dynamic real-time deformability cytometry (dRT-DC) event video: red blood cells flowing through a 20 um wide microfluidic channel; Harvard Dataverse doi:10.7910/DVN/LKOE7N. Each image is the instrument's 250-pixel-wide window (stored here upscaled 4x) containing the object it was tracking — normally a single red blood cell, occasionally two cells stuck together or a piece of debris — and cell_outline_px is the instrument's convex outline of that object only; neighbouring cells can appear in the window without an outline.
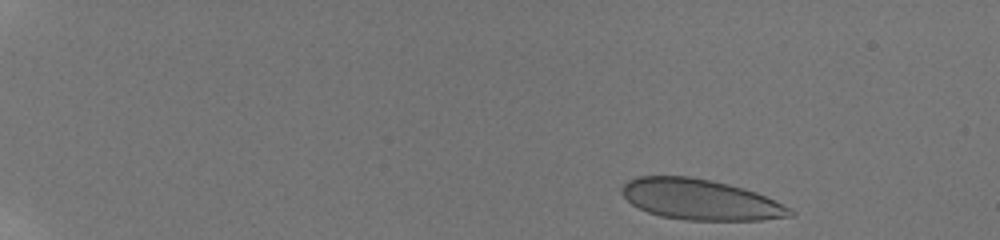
{"species": "human", "species_latin": "Homo sapiens", "temperature_condition": "room temperature", "stored_images_in_passage": 49, "camera_frame_rate_fps": 3000, "um_per_image_px": 0.085, "donor": {"sex": "male"}, "frame": {"image": 1, "passage_image": 2, "time_ms": 0.333, "image_size_px": [1000, 240], "cell_outline_px": [[796, 216], [764, 220], [684, 220], [660, 216], [648, 212], [632, 204], [620, 192], [620, 188], [628, 180], [640, 176], [688, 176], [728, 184], [744, 188], [756, 192], [792, 208], [796, 212]], "centroid_in_image_um": [59.56, 16.97], "position_along_channel_um": 25.4, "area_um2": 39.94}}
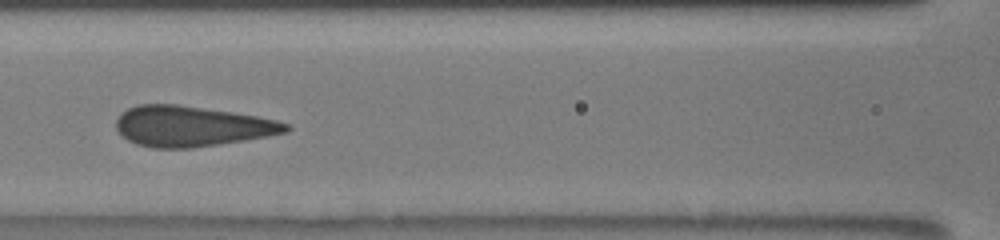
{"frame": {"image": 2, "passage_image": 23, "time_ms": 7.333, "image_size_px": [1000, 240], "cell_outline_px": [[292, 128], [288, 132], [268, 136], [244, 140], [192, 148], [152, 148], [136, 144], [128, 140], [116, 128], [116, 120], [120, 112], [136, 104], [176, 104], [232, 112], [256, 116], [276, 120], [288, 124]], "centroid_in_image_um": [16.27, 10.73], "position_along_channel_um": 150.3, "area_um2": 40.0}}
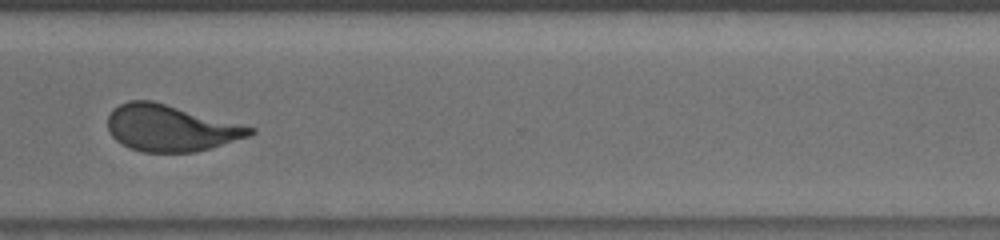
{"frame": {"image": 3, "passage_image": 39, "time_ms": 12.667, "image_size_px": [1000, 240], "cell_outline_px": [[256, 132], [248, 136], [196, 152], [144, 152], [120, 144], [112, 136], [108, 128], [108, 116], [112, 108], [128, 100], [152, 100], [256, 128]], "centroid_in_image_um": [14.46, 10.87], "position_along_channel_um": 356.1, "area_um2": 38.26}}